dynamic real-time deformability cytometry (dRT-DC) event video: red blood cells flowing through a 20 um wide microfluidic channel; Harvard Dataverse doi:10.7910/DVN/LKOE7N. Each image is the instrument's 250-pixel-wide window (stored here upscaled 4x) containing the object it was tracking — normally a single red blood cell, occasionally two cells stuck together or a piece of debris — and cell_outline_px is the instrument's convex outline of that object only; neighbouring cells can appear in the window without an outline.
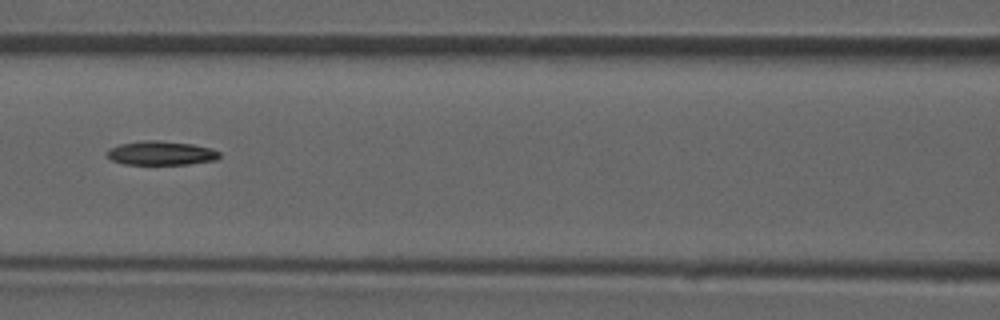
{"species": "common noctule bat (a hibernating species)", "species_latin": "Nyctalus noctula", "temperature_condition": "room temperature", "stored_images_in_passage": 46, "camera_frame_rate_fps": 3000, "um_per_image_px": 0.085, "animal": {"sex": "male", "forearm_length_mm": 52.5}, "frame": {"image": 1, "passage_image": 20, "time_ms": 6.333, "image_size_px": [1000, 320], "cell_outline_px": [[220, 156], [216, 160], [188, 164], [124, 164], [112, 160], [108, 156], [108, 148], [120, 144], [144, 140], [156, 140], [192, 144], [212, 148], [220, 152]], "centroid_in_image_um": [13.71, 13.01], "position_along_channel_um": 152.9, "area_um2": 15.66}}